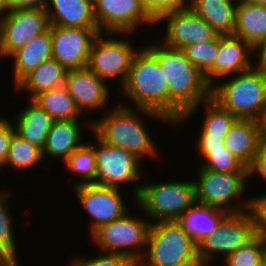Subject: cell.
<instances>
[{"instance_id": "60d3db41", "label": "cell", "mask_w": 266, "mask_h": 266, "mask_svg": "<svg viewBox=\"0 0 266 266\" xmlns=\"http://www.w3.org/2000/svg\"><path fill=\"white\" fill-rule=\"evenodd\" d=\"M225 138L220 137H198V153H210V149L224 148Z\"/></svg>"}, {"instance_id": "f546056e", "label": "cell", "mask_w": 266, "mask_h": 266, "mask_svg": "<svg viewBox=\"0 0 266 266\" xmlns=\"http://www.w3.org/2000/svg\"><path fill=\"white\" fill-rule=\"evenodd\" d=\"M41 161L44 162L42 149L14 133L9 143L8 155L4 167H12L17 172V170L31 169Z\"/></svg>"}, {"instance_id": "5bb4252c", "label": "cell", "mask_w": 266, "mask_h": 266, "mask_svg": "<svg viewBox=\"0 0 266 266\" xmlns=\"http://www.w3.org/2000/svg\"><path fill=\"white\" fill-rule=\"evenodd\" d=\"M72 189L85 212L92 218L90 235L100 226L123 217L129 211V207L123 203L120 188L82 184Z\"/></svg>"}, {"instance_id": "277c9868", "label": "cell", "mask_w": 266, "mask_h": 266, "mask_svg": "<svg viewBox=\"0 0 266 266\" xmlns=\"http://www.w3.org/2000/svg\"><path fill=\"white\" fill-rule=\"evenodd\" d=\"M227 79L211 87V98L237 119L259 120L266 106V68L254 65Z\"/></svg>"}, {"instance_id": "603a6c76", "label": "cell", "mask_w": 266, "mask_h": 266, "mask_svg": "<svg viewBox=\"0 0 266 266\" xmlns=\"http://www.w3.org/2000/svg\"><path fill=\"white\" fill-rule=\"evenodd\" d=\"M233 2V3H232ZM237 0H190L189 8L219 35H233L236 27Z\"/></svg>"}, {"instance_id": "3957f363", "label": "cell", "mask_w": 266, "mask_h": 266, "mask_svg": "<svg viewBox=\"0 0 266 266\" xmlns=\"http://www.w3.org/2000/svg\"><path fill=\"white\" fill-rule=\"evenodd\" d=\"M120 90L134 105L132 108L149 109L169 119L168 84L158 60L144 46L135 54Z\"/></svg>"}, {"instance_id": "2e32d148", "label": "cell", "mask_w": 266, "mask_h": 266, "mask_svg": "<svg viewBox=\"0 0 266 266\" xmlns=\"http://www.w3.org/2000/svg\"><path fill=\"white\" fill-rule=\"evenodd\" d=\"M165 20V36L160 42L172 49L182 50L190 44L208 42L219 35L190 8L168 12L156 21V25Z\"/></svg>"}, {"instance_id": "4fadbf2b", "label": "cell", "mask_w": 266, "mask_h": 266, "mask_svg": "<svg viewBox=\"0 0 266 266\" xmlns=\"http://www.w3.org/2000/svg\"><path fill=\"white\" fill-rule=\"evenodd\" d=\"M50 28L45 8L13 9L0 20V58H7Z\"/></svg>"}, {"instance_id": "ab89813d", "label": "cell", "mask_w": 266, "mask_h": 266, "mask_svg": "<svg viewBox=\"0 0 266 266\" xmlns=\"http://www.w3.org/2000/svg\"><path fill=\"white\" fill-rule=\"evenodd\" d=\"M254 174H258L266 182V139L260 140L254 163L249 168V177Z\"/></svg>"}, {"instance_id": "7bdbcfd3", "label": "cell", "mask_w": 266, "mask_h": 266, "mask_svg": "<svg viewBox=\"0 0 266 266\" xmlns=\"http://www.w3.org/2000/svg\"><path fill=\"white\" fill-rule=\"evenodd\" d=\"M258 56V61L256 62L258 66L266 68V37L260 43V45L255 49Z\"/></svg>"}, {"instance_id": "bcb514c9", "label": "cell", "mask_w": 266, "mask_h": 266, "mask_svg": "<svg viewBox=\"0 0 266 266\" xmlns=\"http://www.w3.org/2000/svg\"><path fill=\"white\" fill-rule=\"evenodd\" d=\"M0 266H13L3 255L0 254Z\"/></svg>"}, {"instance_id": "cb8c5ba5", "label": "cell", "mask_w": 266, "mask_h": 266, "mask_svg": "<svg viewBox=\"0 0 266 266\" xmlns=\"http://www.w3.org/2000/svg\"><path fill=\"white\" fill-rule=\"evenodd\" d=\"M256 49L266 37V5L238 0L234 34Z\"/></svg>"}, {"instance_id": "52a82bcc", "label": "cell", "mask_w": 266, "mask_h": 266, "mask_svg": "<svg viewBox=\"0 0 266 266\" xmlns=\"http://www.w3.org/2000/svg\"><path fill=\"white\" fill-rule=\"evenodd\" d=\"M150 222L126 213L123 217L100 226L91 241L100 252L127 256L137 264L145 255ZM143 247V248H142Z\"/></svg>"}, {"instance_id": "e575fe53", "label": "cell", "mask_w": 266, "mask_h": 266, "mask_svg": "<svg viewBox=\"0 0 266 266\" xmlns=\"http://www.w3.org/2000/svg\"><path fill=\"white\" fill-rule=\"evenodd\" d=\"M266 240L256 235L250 242L224 259V266H261Z\"/></svg>"}, {"instance_id": "f6af8a7d", "label": "cell", "mask_w": 266, "mask_h": 266, "mask_svg": "<svg viewBox=\"0 0 266 266\" xmlns=\"http://www.w3.org/2000/svg\"><path fill=\"white\" fill-rule=\"evenodd\" d=\"M10 11L7 0H0V20Z\"/></svg>"}, {"instance_id": "836d02e7", "label": "cell", "mask_w": 266, "mask_h": 266, "mask_svg": "<svg viewBox=\"0 0 266 266\" xmlns=\"http://www.w3.org/2000/svg\"><path fill=\"white\" fill-rule=\"evenodd\" d=\"M187 60L205 74L215 62L219 52V35L208 42L193 43L182 49Z\"/></svg>"}, {"instance_id": "7dc6e473", "label": "cell", "mask_w": 266, "mask_h": 266, "mask_svg": "<svg viewBox=\"0 0 266 266\" xmlns=\"http://www.w3.org/2000/svg\"><path fill=\"white\" fill-rule=\"evenodd\" d=\"M261 266H266V242H265V247H264V251L262 254Z\"/></svg>"}, {"instance_id": "6da1fadb", "label": "cell", "mask_w": 266, "mask_h": 266, "mask_svg": "<svg viewBox=\"0 0 266 266\" xmlns=\"http://www.w3.org/2000/svg\"><path fill=\"white\" fill-rule=\"evenodd\" d=\"M154 42L144 47L158 60L165 76L169 87V120L176 124L190 109L211 98V86L182 50Z\"/></svg>"}, {"instance_id": "f35d334b", "label": "cell", "mask_w": 266, "mask_h": 266, "mask_svg": "<svg viewBox=\"0 0 266 266\" xmlns=\"http://www.w3.org/2000/svg\"><path fill=\"white\" fill-rule=\"evenodd\" d=\"M15 133L13 122L9 117H0V164L4 167L11 137Z\"/></svg>"}, {"instance_id": "1f68e13d", "label": "cell", "mask_w": 266, "mask_h": 266, "mask_svg": "<svg viewBox=\"0 0 266 266\" xmlns=\"http://www.w3.org/2000/svg\"><path fill=\"white\" fill-rule=\"evenodd\" d=\"M8 198V199H7ZM10 191L0 190V254L3 255L13 266H21L17 259L13 218L9 207ZM8 202V203H7ZM12 218V219H11Z\"/></svg>"}, {"instance_id": "44dd1931", "label": "cell", "mask_w": 266, "mask_h": 266, "mask_svg": "<svg viewBox=\"0 0 266 266\" xmlns=\"http://www.w3.org/2000/svg\"><path fill=\"white\" fill-rule=\"evenodd\" d=\"M80 123L79 120L53 121L46 144L42 149L44 160L48 155L53 158L52 160L61 159L64 163L84 143L81 138L83 129Z\"/></svg>"}, {"instance_id": "8d00e7d4", "label": "cell", "mask_w": 266, "mask_h": 266, "mask_svg": "<svg viewBox=\"0 0 266 266\" xmlns=\"http://www.w3.org/2000/svg\"><path fill=\"white\" fill-rule=\"evenodd\" d=\"M142 2L155 22L168 12L185 10L190 6L189 0H142Z\"/></svg>"}, {"instance_id": "4316f807", "label": "cell", "mask_w": 266, "mask_h": 266, "mask_svg": "<svg viewBox=\"0 0 266 266\" xmlns=\"http://www.w3.org/2000/svg\"><path fill=\"white\" fill-rule=\"evenodd\" d=\"M66 74L67 70L51 58L26 75L14 89L21 92L24 90L32 100L41 92L65 85Z\"/></svg>"}, {"instance_id": "ee69618b", "label": "cell", "mask_w": 266, "mask_h": 266, "mask_svg": "<svg viewBox=\"0 0 266 266\" xmlns=\"http://www.w3.org/2000/svg\"><path fill=\"white\" fill-rule=\"evenodd\" d=\"M259 125H260V136L261 139H266V106L264 108V111L260 117Z\"/></svg>"}, {"instance_id": "484cf974", "label": "cell", "mask_w": 266, "mask_h": 266, "mask_svg": "<svg viewBox=\"0 0 266 266\" xmlns=\"http://www.w3.org/2000/svg\"><path fill=\"white\" fill-rule=\"evenodd\" d=\"M227 214L228 212L223 209L195 202L177 222L198 245L216 231L219 223Z\"/></svg>"}, {"instance_id": "e0dca14e", "label": "cell", "mask_w": 266, "mask_h": 266, "mask_svg": "<svg viewBox=\"0 0 266 266\" xmlns=\"http://www.w3.org/2000/svg\"><path fill=\"white\" fill-rule=\"evenodd\" d=\"M255 49L242 38L235 35H219V52L214 65L204 74L207 83L212 87L215 80L236 75L251 69L254 64L250 54ZM214 82V83H213Z\"/></svg>"}, {"instance_id": "b9f144b4", "label": "cell", "mask_w": 266, "mask_h": 266, "mask_svg": "<svg viewBox=\"0 0 266 266\" xmlns=\"http://www.w3.org/2000/svg\"><path fill=\"white\" fill-rule=\"evenodd\" d=\"M10 10L45 8L47 0H7Z\"/></svg>"}, {"instance_id": "8fae6325", "label": "cell", "mask_w": 266, "mask_h": 266, "mask_svg": "<svg viewBox=\"0 0 266 266\" xmlns=\"http://www.w3.org/2000/svg\"><path fill=\"white\" fill-rule=\"evenodd\" d=\"M93 137L97 145L90 140L89 142L94 146L96 154L97 175L92 184L121 189V185L126 183L137 181L140 183L143 160L141 161L130 151L107 145L96 135Z\"/></svg>"}, {"instance_id": "c3c4849f", "label": "cell", "mask_w": 266, "mask_h": 266, "mask_svg": "<svg viewBox=\"0 0 266 266\" xmlns=\"http://www.w3.org/2000/svg\"><path fill=\"white\" fill-rule=\"evenodd\" d=\"M245 1L259 5H266V0H245Z\"/></svg>"}, {"instance_id": "9c48e42d", "label": "cell", "mask_w": 266, "mask_h": 266, "mask_svg": "<svg viewBox=\"0 0 266 266\" xmlns=\"http://www.w3.org/2000/svg\"><path fill=\"white\" fill-rule=\"evenodd\" d=\"M256 236L254 220L249 211L228 213L216 231L198 244V259L202 266H210L221 254L225 259Z\"/></svg>"}, {"instance_id": "8992f818", "label": "cell", "mask_w": 266, "mask_h": 266, "mask_svg": "<svg viewBox=\"0 0 266 266\" xmlns=\"http://www.w3.org/2000/svg\"><path fill=\"white\" fill-rule=\"evenodd\" d=\"M133 197L150 223L177 221L196 202L194 180L139 184Z\"/></svg>"}, {"instance_id": "7402d4cb", "label": "cell", "mask_w": 266, "mask_h": 266, "mask_svg": "<svg viewBox=\"0 0 266 266\" xmlns=\"http://www.w3.org/2000/svg\"><path fill=\"white\" fill-rule=\"evenodd\" d=\"M13 63L14 87L31 71L45 60L52 58V36L50 29L33 38L24 47L16 50L10 56Z\"/></svg>"}, {"instance_id": "83f0119b", "label": "cell", "mask_w": 266, "mask_h": 266, "mask_svg": "<svg viewBox=\"0 0 266 266\" xmlns=\"http://www.w3.org/2000/svg\"><path fill=\"white\" fill-rule=\"evenodd\" d=\"M202 104L205 109V115L203 116L204 121L203 125L201 124L202 128L198 137L225 138L231 127L238 119L228 110L222 108L212 98L203 101L200 106L196 105V107L190 109L180 118L175 126L179 125L180 123H185V121L191 117V114L193 115L194 112L197 113L196 111L200 110L199 108Z\"/></svg>"}, {"instance_id": "5b68a950", "label": "cell", "mask_w": 266, "mask_h": 266, "mask_svg": "<svg viewBox=\"0 0 266 266\" xmlns=\"http://www.w3.org/2000/svg\"><path fill=\"white\" fill-rule=\"evenodd\" d=\"M146 247L138 266H202L198 245L177 221L150 223Z\"/></svg>"}, {"instance_id": "d590c367", "label": "cell", "mask_w": 266, "mask_h": 266, "mask_svg": "<svg viewBox=\"0 0 266 266\" xmlns=\"http://www.w3.org/2000/svg\"><path fill=\"white\" fill-rule=\"evenodd\" d=\"M69 266H138L131 258L119 254L104 253L100 256L81 258L75 257Z\"/></svg>"}, {"instance_id": "ba28073f", "label": "cell", "mask_w": 266, "mask_h": 266, "mask_svg": "<svg viewBox=\"0 0 266 266\" xmlns=\"http://www.w3.org/2000/svg\"><path fill=\"white\" fill-rule=\"evenodd\" d=\"M199 167L198 180L194 179L196 203L223 209L228 213L249 211L250 197H244L243 201L235 205L236 199L239 201V197L247 190L249 174L221 173Z\"/></svg>"}, {"instance_id": "ac0fdd59", "label": "cell", "mask_w": 266, "mask_h": 266, "mask_svg": "<svg viewBox=\"0 0 266 266\" xmlns=\"http://www.w3.org/2000/svg\"><path fill=\"white\" fill-rule=\"evenodd\" d=\"M65 86L81 114L105 108L110 97L108 83L87 67L68 70Z\"/></svg>"}, {"instance_id": "7a4b0ae2", "label": "cell", "mask_w": 266, "mask_h": 266, "mask_svg": "<svg viewBox=\"0 0 266 266\" xmlns=\"http://www.w3.org/2000/svg\"><path fill=\"white\" fill-rule=\"evenodd\" d=\"M113 108V109H112ZM103 117L88 122L89 129L107 145L130 151L137 158L159 157L157 144L143 123L144 115L174 124L164 115L144 108H130L127 104L112 107ZM143 115V116H141ZM157 155V156H156ZM144 156V157H143Z\"/></svg>"}, {"instance_id": "d6986e66", "label": "cell", "mask_w": 266, "mask_h": 266, "mask_svg": "<svg viewBox=\"0 0 266 266\" xmlns=\"http://www.w3.org/2000/svg\"><path fill=\"white\" fill-rule=\"evenodd\" d=\"M50 25L98 29L93 0H47Z\"/></svg>"}, {"instance_id": "74e56055", "label": "cell", "mask_w": 266, "mask_h": 266, "mask_svg": "<svg viewBox=\"0 0 266 266\" xmlns=\"http://www.w3.org/2000/svg\"><path fill=\"white\" fill-rule=\"evenodd\" d=\"M255 197H250L249 212L254 220L256 235L266 240V193Z\"/></svg>"}, {"instance_id": "d4e9b609", "label": "cell", "mask_w": 266, "mask_h": 266, "mask_svg": "<svg viewBox=\"0 0 266 266\" xmlns=\"http://www.w3.org/2000/svg\"><path fill=\"white\" fill-rule=\"evenodd\" d=\"M14 119V130L20 138L44 148L53 119L32 100Z\"/></svg>"}, {"instance_id": "30bf717a", "label": "cell", "mask_w": 266, "mask_h": 266, "mask_svg": "<svg viewBox=\"0 0 266 266\" xmlns=\"http://www.w3.org/2000/svg\"><path fill=\"white\" fill-rule=\"evenodd\" d=\"M105 37V32H100L94 39L87 68L107 83L106 80H111L110 78H118L121 87L139 49H134L129 38L127 40L126 37L125 39Z\"/></svg>"}, {"instance_id": "9a60e30c", "label": "cell", "mask_w": 266, "mask_h": 266, "mask_svg": "<svg viewBox=\"0 0 266 266\" xmlns=\"http://www.w3.org/2000/svg\"><path fill=\"white\" fill-rule=\"evenodd\" d=\"M52 58L67 71L87 67L90 49L99 29L50 25Z\"/></svg>"}, {"instance_id": "ffe728a7", "label": "cell", "mask_w": 266, "mask_h": 266, "mask_svg": "<svg viewBox=\"0 0 266 266\" xmlns=\"http://www.w3.org/2000/svg\"><path fill=\"white\" fill-rule=\"evenodd\" d=\"M224 140L225 147L249 169L261 140L259 121L238 119Z\"/></svg>"}, {"instance_id": "d6a6232c", "label": "cell", "mask_w": 266, "mask_h": 266, "mask_svg": "<svg viewBox=\"0 0 266 266\" xmlns=\"http://www.w3.org/2000/svg\"><path fill=\"white\" fill-rule=\"evenodd\" d=\"M203 161L199 166L215 172L249 174V169L238 160L225 146L210 149V153H200Z\"/></svg>"}, {"instance_id": "4dcf8cb0", "label": "cell", "mask_w": 266, "mask_h": 266, "mask_svg": "<svg viewBox=\"0 0 266 266\" xmlns=\"http://www.w3.org/2000/svg\"><path fill=\"white\" fill-rule=\"evenodd\" d=\"M69 172L80 175V181L73 182V186L92 184L97 175L96 154L94 146L88 141L82 143L63 163Z\"/></svg>"}, {"instance_id": "f1b7e54d", "label": "cell", "mask_w": 266, "mask_h": 266, "mask_svg": "<svg viewBox=\"0 0 266 266\" xmlns=\"http://www.w3.org/2000/svg\"><path fill=\"white\" fill-rule=\"evenodd\" d=\"M32 101L54 121L79 120L82 116L65 85L41 92Z\"/></svg>"}, {"instance_id": "7c38bea8", "label": "cell", "mask_w": 266, "mask_h": 266, "mask_svg": "<svg viewBox=\"0 0 266 266\" xmlns=\"http://www.w3.org/2000/svg\"><path fill=\"white\" fill-rule=\"evenodd\" d=\"M93 6L98 29L109 35L130 37L139 24L156 26L142 0H93Z\"/></svg>"}]
</instances>
